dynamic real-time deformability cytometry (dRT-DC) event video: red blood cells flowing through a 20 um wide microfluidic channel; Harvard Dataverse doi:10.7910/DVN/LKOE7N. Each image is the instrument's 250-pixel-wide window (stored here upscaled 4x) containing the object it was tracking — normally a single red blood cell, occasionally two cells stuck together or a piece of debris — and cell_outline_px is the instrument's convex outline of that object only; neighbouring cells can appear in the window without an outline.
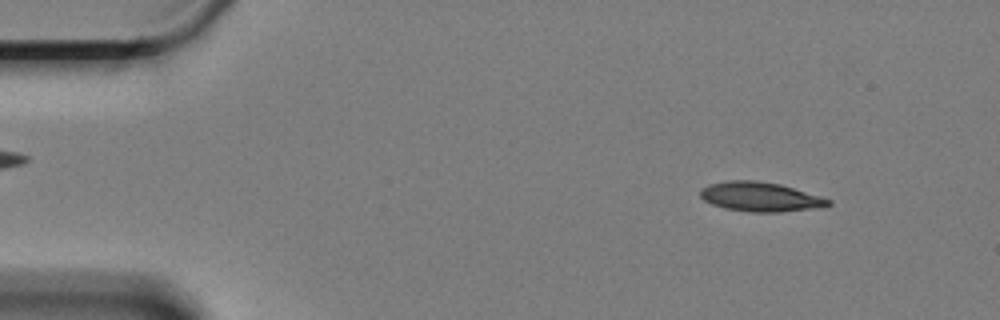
{"species": "Egyptian fruit bat (a non-hibernating species)", "species_latin": "Rousettus aegyptiacus", "temperature_condition": "cold", "stored_images_in_passage": 10, "camera_frame_rate_fps": 3000, "um_per_image_px": 0.085, "animal": {"sex": "female"}, "frame": {"image": 1, "passage_image": 1, "time_ms": 0.0, "image_size_px": [1000, 320], "cell_outline_px": [[832, 204], [812, 208], [780, 212], [752, 212], [724, 208], [712, 204], [704, 200], [700, 196], [700, 188], [708, 184], [728, 180], [756, 180], [780, 184], [820, 196], [832, 200]], "centroid_in_image_um": [64.58, 16.72], "position_along_channel_um": 20.4, "area_um2": 21.85}}